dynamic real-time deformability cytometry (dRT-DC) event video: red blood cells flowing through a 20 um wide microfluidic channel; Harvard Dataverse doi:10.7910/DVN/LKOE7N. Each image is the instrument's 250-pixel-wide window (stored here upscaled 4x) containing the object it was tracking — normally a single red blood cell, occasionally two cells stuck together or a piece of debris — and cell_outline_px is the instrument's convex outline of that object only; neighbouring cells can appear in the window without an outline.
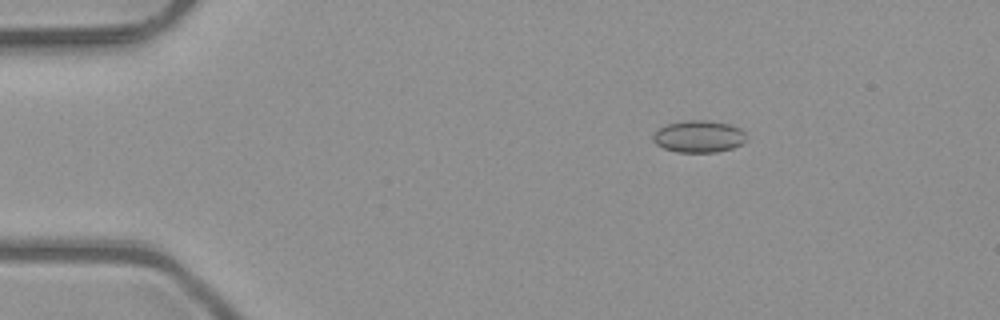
{"species": "common noctule bat (a hibernating species)", "species_latin": "Nyctalus noctula", "temperature_condition": "room temperature", "stored_images_in_passage": 4, "camera_frame_rate_fps": 3000, "um_per_image_px": 0.085, "animal": {"sex": "male", "body_mass_g": 23.1, "forearm_length_mm": 52.7}, "frame": {"image": 1, "passage_image": 2, "time_ms": 0.333, "image_size_px": [1000, 320], "cell_outline_px": [[744, 140], [740, 144], [732, 148], [716, 152], [676, 152], [664, 148], [656, 144], [652, 140], [652, 136], [660, 128], [668, 124], [684, 120], [708, 120], [732, 124], [740, 128], [744, 132]], "centroid_in_image_um": [59.38, 11.59], "position_along_channel_um": 25.6, "area_um2": 17.34}}